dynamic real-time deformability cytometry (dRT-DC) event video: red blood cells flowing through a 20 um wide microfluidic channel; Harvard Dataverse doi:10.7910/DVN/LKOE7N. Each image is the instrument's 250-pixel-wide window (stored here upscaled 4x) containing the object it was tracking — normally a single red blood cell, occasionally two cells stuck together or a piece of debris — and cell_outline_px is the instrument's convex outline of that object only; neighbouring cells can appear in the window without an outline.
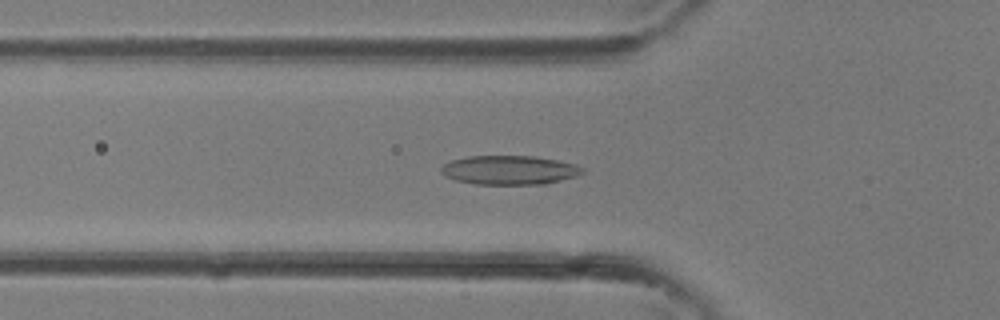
{"species": "common noctule bat (a hibernating species)", "species_latin": "Nyctalus noctula", "temperature_condition": "room temperature", "stored_images_in_passage": 17, "camera_frame_rate_fps": 3000, "um_per_image_px": 0.085, "animal": {"sex": "female"}, "frame": {"image": 1, "passage_image": 9, "time_ms": 2.667, "image_size_px": [1000, 320], "cell_outline_px": [[584, 172], [576, 176], [544, 184], [476, 184], [456, 180], [444, 176], [440, 172], [440, 168], [444, 164], [452, 160], [468, 156], [536, 156], [576, 164], [584, 168]], "centroid_in_image_um": [43.29, 14.45], "position_along_channel_um": 82.5, "area_um2": 23.93}}
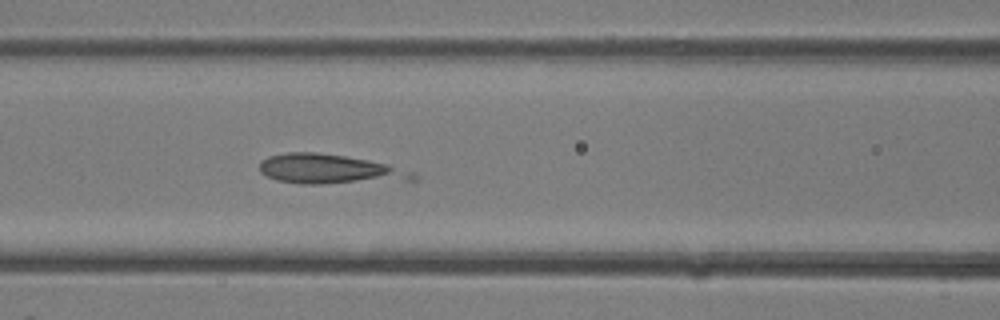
{"frame": {"image": 2, "passage_image": 12, "time_ms": 3.667, "image_size_px": [1000, 320], "cell_outline_px": [[416, 180], [320, 184], [300, 184], [276, 180], [260, 172], [260, 160], [268, 156], [288, 152], [316, 152], [344, 156], [368, 160], [388, 164], [412, 172], [416, 176]], "centroid_in_image_um": [27.97, 14.38], "position_along_channel_um": 138.6, "area_um2": 26.47}}